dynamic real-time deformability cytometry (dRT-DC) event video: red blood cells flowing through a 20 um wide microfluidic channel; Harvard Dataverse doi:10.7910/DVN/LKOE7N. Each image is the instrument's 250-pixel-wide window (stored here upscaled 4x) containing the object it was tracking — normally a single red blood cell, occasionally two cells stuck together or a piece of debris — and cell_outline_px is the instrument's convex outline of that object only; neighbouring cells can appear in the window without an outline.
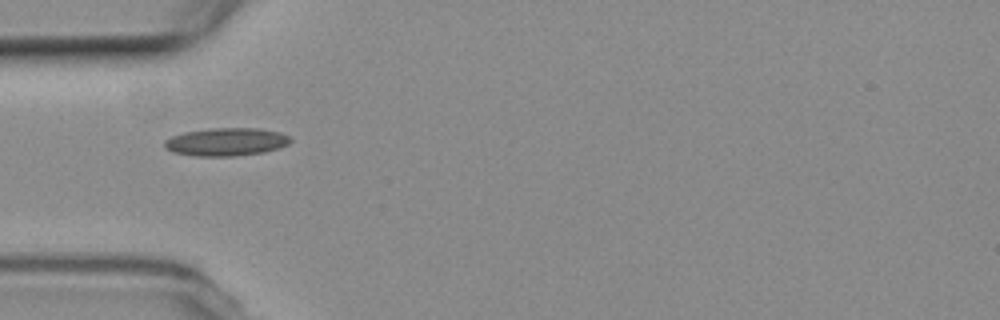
{"species": "common noctule bat (a hibernating species)", "species_latin": "Nyctalus noctula", "temperature_condition": "room temperature", "stored_images_in_passage": 9, "camera_frame_rate_fps": 3000, "um_per_image_px": 0.085, "animal": {"sex": "female", "body_mass_g": 19.3, "forearm_length_mm": 54.1}, "frame": {"image": 1, "passage_image": 4, "time_ms": 4.667, "image_size_px": [1000, 320], "cell_outline_px": [[292, 140], [288, 144], [280, 148], [264, 152], [232, 156], [196, 156], [172, 152], [164, 148], [164, 140], [172, 136], [184, 132], [212, 128], [260, 128], [280, 132], [288, 136]], "centroid_in_image_um": [19.22, 12.06], "position_along_channel_um": 65.8, "area_um2": 20.63}}
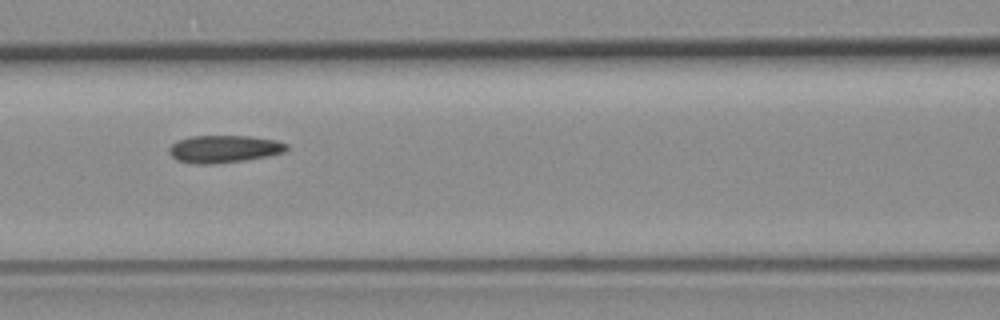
{"frame": {"image": 2, "passage_image": 6, "time_ms": 7.0, "image_size_px": [1000, 320], "cell_outline_px": [[288, 148], [284, 152], [244, 160], [212, 164], [196, 164], [176, 160], [168, 152], [168, 148], [176, 140], [192, 136], [248, 136], [276, 140], [288, 144]], "centroid_in_image_um": [19.0, 12.65], "position_along_channel_um": 147.6, "area_um2": 18.73}}
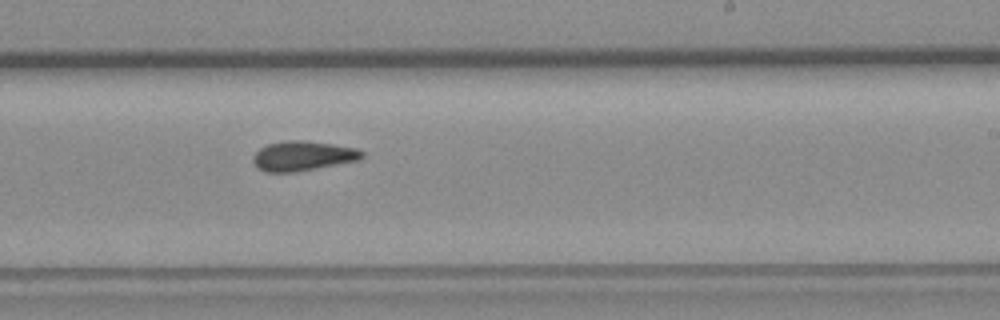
{"frame": {"image": 3, "passage_image": 9, "time_ms": 10.333, "image_size_px": [1000, 320], "cell_outline_px": [[364, 156], [360, 160], [296, 172], [264, 172], [256, 168], [252, 160], [252, 156], [260, 148], [268, 144], [288, 140], [304, 140], [332, 144], [356, 148], [364, 152]], "centroid_in_image_um": [25.72, 13.26], "position_along_channel_um": 263.3, "area_um2": 19.02}}